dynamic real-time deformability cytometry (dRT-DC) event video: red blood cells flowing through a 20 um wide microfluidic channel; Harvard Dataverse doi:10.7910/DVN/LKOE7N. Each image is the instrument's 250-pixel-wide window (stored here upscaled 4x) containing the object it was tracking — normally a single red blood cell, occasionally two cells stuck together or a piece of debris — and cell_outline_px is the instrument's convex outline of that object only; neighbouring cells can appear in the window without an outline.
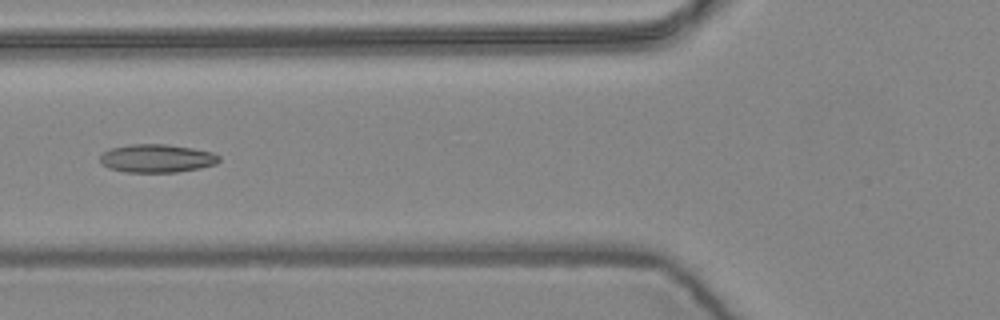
{"species": "common noctule bat (a hibernating species)", "species_latin": "Nyctalus noctula", "temperature_condition": "warm", "stored_images_in_passage": 5, "camera_frame_rate_fps": 3000, "um_per_image_px": 0.085, "animal": {"sex": "female", "body_mass_g": 24.6, "forearm_length_mm": 56.2}, "frame": {"image": 1, "passage_image": 3, "time_ms": 0.667, "image_size_px": [1000, 320], "cell_outline_px": [[220, 160], [216, 164], [200, 168], [176, 172], [124, 172], [108, 168], [100, 164], [100, 156], [108, 148], [132, 144], [164, 144], [192, 148], [212, 152], [220, 156]], "centroid_in_image_um": [13.3, 13.46], "position_along_channel_um": 112.5, "area_um2": 19.71}}
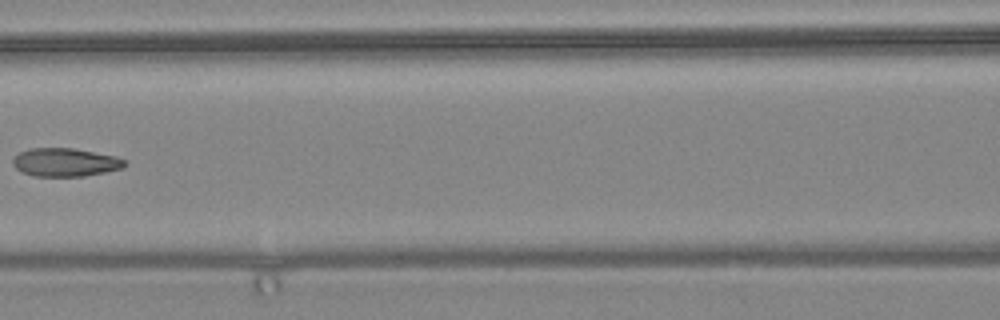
{"frame": {"image": 2, "passage_image": 4, "time_ms": 1.0, "image_size_px": [1000, 320], "cell_outline_px": [[128, 164], [124, 168], [84, 176], [32, 176], [16, 168], [12, 164], [12, 160], [20, 152], [32, 148], [72, 148], [116, 156], [124, 160]], "centroid_in_image_um": [5.57, 13.8], "position_along_channel_um": 161.0, "area_um2": 18.38}}
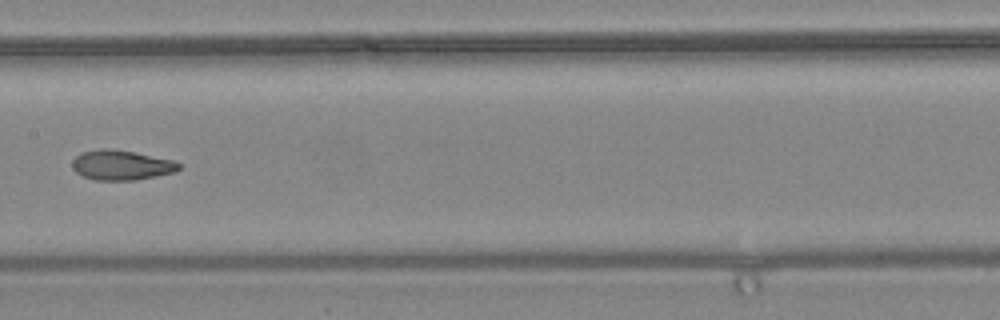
{"frame": {"image": 3, "passage_image": 5, "time_ms": 1.333, "image_size_px": [1000, 320], "cell_outline_px": [[180, 168], [176, 172], [136, 180], [96, 180], [84, 176], [76, 172], [72, 168], [72, 160], [80, 152], [100, 148], [112, 148], [172, 160], [180, 164]], "centroid_in_image_um": [10.28, 14.03], "position_along_channel_um": 197.1, "area_um2": 18.55}}